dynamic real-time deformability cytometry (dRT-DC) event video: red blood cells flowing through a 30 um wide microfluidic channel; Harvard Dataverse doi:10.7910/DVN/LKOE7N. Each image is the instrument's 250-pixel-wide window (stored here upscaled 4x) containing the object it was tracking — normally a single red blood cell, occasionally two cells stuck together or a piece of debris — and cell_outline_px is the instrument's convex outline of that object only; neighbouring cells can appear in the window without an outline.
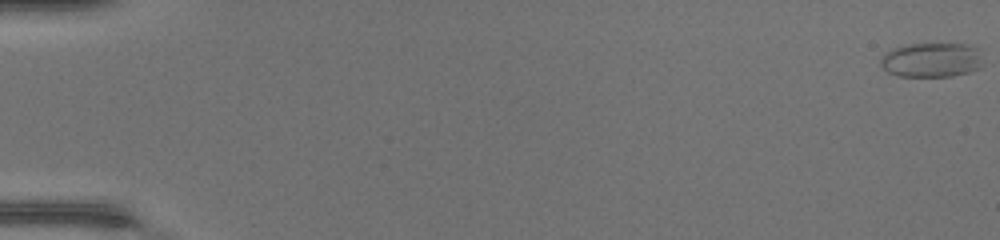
{"species": "common noctule bat (a hibernating species)", "species_latin": "Nyctalus noctula", "temperature_condition": "warm", "stored_images_in_passage": 49, "camera_frame_rate_fps": 3000, "um_per_image_px": 0.085, "animal": {"sex": "female", "body_mass_g": 17.0, "forearm_length_mm": 48.0}, "frame": {"image": 1, "passage_image": 1, "time_ms": 0.0, "image_size_px": [1000, 240], "cell_outline_px": [[980, 68], [968, 72], [952, 76], [896, 76], [888, 72], [880, 64], [880, 60], [884, 52], [892, 48], [908, 44], [968, 44], [980, 48]], "centroid_in_image_um": [79.16, 5.09], "position_along_channel_um": 5.8, "area_um2": 20.69}}
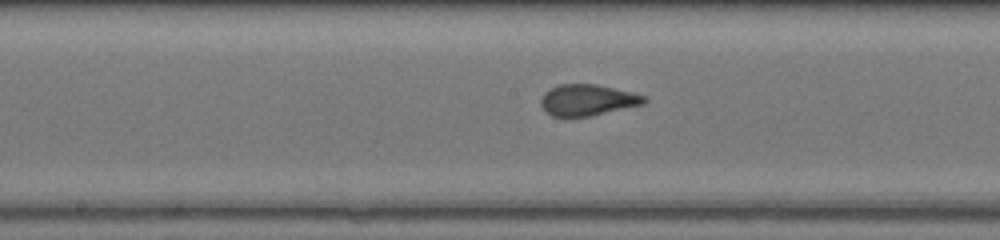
{"frame": {"image": 2, "passage_image": 27, "time_ms": 8.667, "image_size_px": [1000, 240], "cell_outline_px": [[648, 100], [644, 104], [592, 116], [552, 116], [540, 104], [540, 100], [544, 92], [560, 84], [596, 84], [632, 92], [644, 96]], "centroid_in_image_um": [49.96, 8.5], "position_along_channel_um": 198.2, "area_um2": 18.67}}
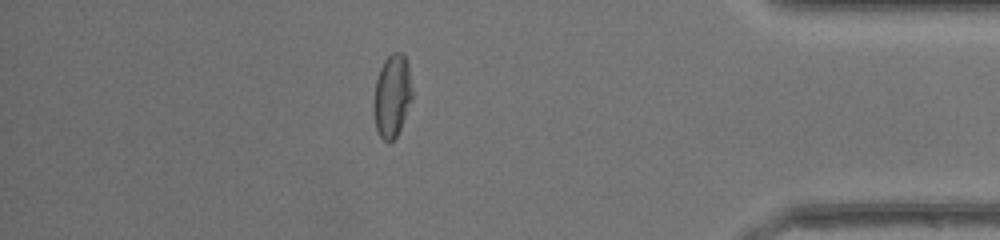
{"frame": {"image": 3, "passage_image": 43, "time_ms": 14.0, "image_size_px": [1000, 240], "cell_outline_px": [[412, 96], [400, 128], [396, 136], [388, 144], [380, 136], [376, 128], [372, 108], [372, 104], [376, 80], [380, 68], [384, 60], [392, 52], [404, 52], [408, 64], [412, 88]], "centroid_in_image_um": [33.3, 8.12], "position_along_channel_um": 401.9, "area_um2": 18.67}, "authors_computed_cell_mechanics": {"area_um2": 19.4208, "velocity_mm_per_s": 4.4491, "shape_relaxation_time_tau1_ms": 6.5937, "shape_relaxation_time_tau2_ms": 0.6273, "deformation_change_tau1": 0.1841, "deformation_change_tau2": 0.067}}